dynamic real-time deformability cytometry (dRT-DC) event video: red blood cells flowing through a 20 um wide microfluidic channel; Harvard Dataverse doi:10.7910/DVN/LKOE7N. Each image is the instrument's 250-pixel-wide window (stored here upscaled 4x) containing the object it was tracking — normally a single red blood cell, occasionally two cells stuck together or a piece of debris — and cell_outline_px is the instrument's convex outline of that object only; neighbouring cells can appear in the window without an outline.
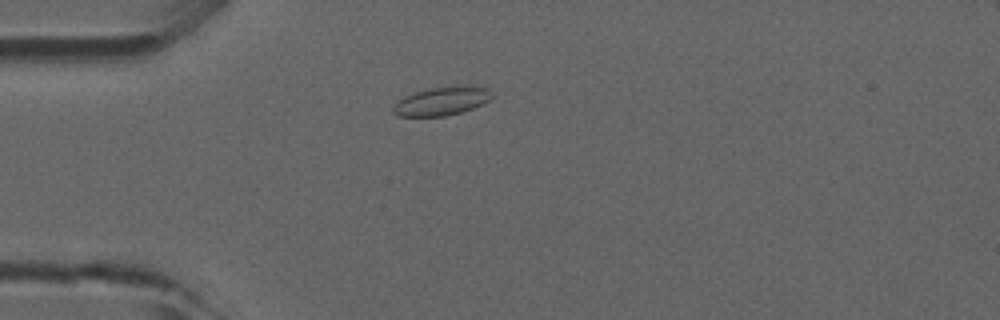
{"species": "common noctule bat (a hibernating species)", "species_latin": "Nyctalus noctula", "temperature_condition": "room temperature", "stored_images_in_passage": 41, "camera_frame_rate_fps": 3000, "um_per_image_px": 0.085, "animal": {"sex": "male", "forearm_length_mm": 52.5}, "frame": {"image": 1, "passage_image": 10, "time_ms": 3.0, "image_size_px": [1000, 320], "cell_outline_px": [[492, 96], [488, 100], [472, 108], [460, 112], [444, 116], [396, 116], [392, 112], [392, 108], [404, 96], [416, 92], [432, 88], [456, 84], [476, 84], [488, 88]], "centroid_in_image_um": [37.58, 8.56], "position_along_channel_um": 47.4, "area_um2": 16.53}}
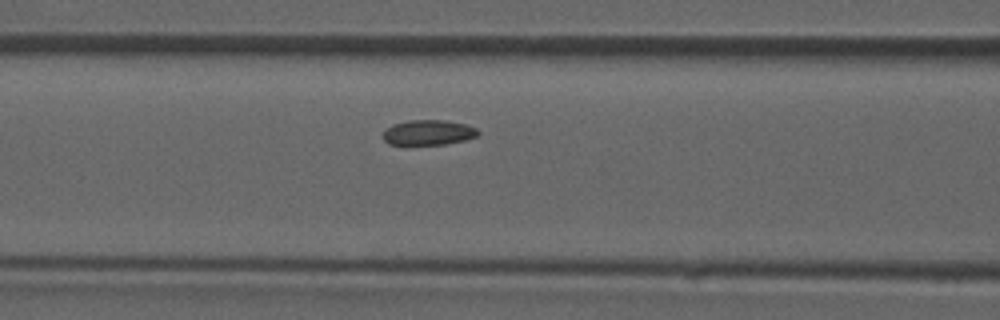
{"frame": {"image": 2, "passage_image": 17, "time_ms": 5.333, "image_size_px": [1000, 320], "cell_outline_px": [[480, 132], [476, 136], [464, 140], [444, 144], [388, 144], [384, 140], [384, 132], [392, 124], [408, 120], [444, 120], [464, 124], [476, 128]], "centroid_in_image_um": [36.41, 11.25], "position_along_channel_um": 130.2, "area_um2": 13.7}}
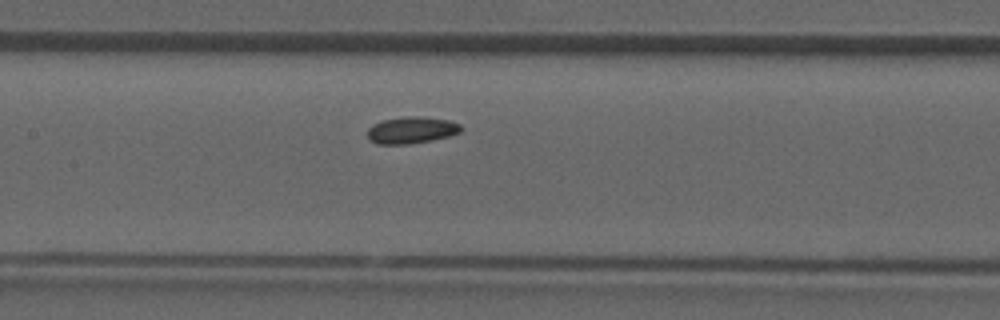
{"frame": {"image": 3, "passage_image": 20, "time_ms": 6.333, "image_size_px": [1000, 320], "cell_outline_px": [[464, 128], [460, 132], [448, 136], [432, 140], [408, 144], [376, 144], [368, 140], [368, 128], [372, 124], [384, 120], [404, 116], [420, 116], [448, 120], [460, 124]], "centroid_in_image_um": [34.96, 11.06], "position_along_channel_um": 172.4, "area_um2": 14.68}}